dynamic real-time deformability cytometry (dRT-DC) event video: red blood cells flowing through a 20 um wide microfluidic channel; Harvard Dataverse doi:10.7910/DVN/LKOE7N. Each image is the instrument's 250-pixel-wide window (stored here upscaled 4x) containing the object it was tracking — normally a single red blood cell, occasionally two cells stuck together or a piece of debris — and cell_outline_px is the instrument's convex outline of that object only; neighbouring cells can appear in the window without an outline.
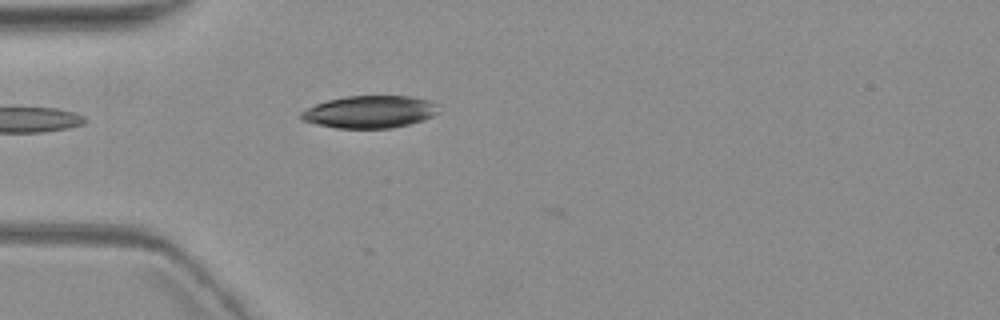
{"species": "common noctule bat (a hibernating species)", "species_latin": "Nyctalus noctula", "temperature_condition": "warm", "stored_images_in_passage": 3, "camera_frame_rate_fps": 3000, "um_per_image_px": 0.085, "animal": {"sex": "female", "body_mass_g": 19.3, "forearm_length_mm": 54.1}, "frame": {"image": 1, "passage_image": 3, "time_ms": 2.333, "image_size_px": [1000, 320], "cell_outline_px": [[440, 112], [424, 120], [392, 128], [336, 128], [316, 124], [304, 120], [300, 116], [300, 112], [316, 104], [328, 100], [348, 96], [412, 96], [428, 100], [436, 104]], "centroid_in_image_um": [31.46, 9.51], "position_along_channel_um": 53.5, "area_um2": 25.84}}